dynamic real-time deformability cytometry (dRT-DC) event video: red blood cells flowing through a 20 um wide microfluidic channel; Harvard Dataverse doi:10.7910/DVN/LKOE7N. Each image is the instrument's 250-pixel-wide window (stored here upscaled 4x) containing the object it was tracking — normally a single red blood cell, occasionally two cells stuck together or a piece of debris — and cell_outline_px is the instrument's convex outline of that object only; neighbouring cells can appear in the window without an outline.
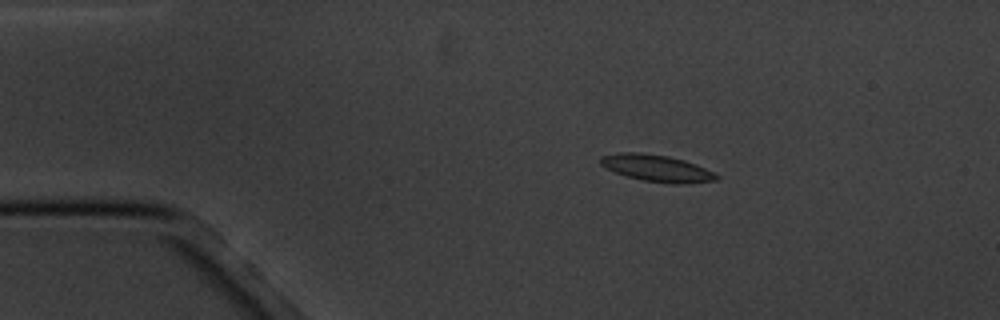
{"species": "common noctule bat (a hibernating species)", "species_latin": "Nyctalus noctula", "temperature_condition": "cold", "stored_images_in_passage": 2, "camera_frame_rate_fps": 3000, "um_per_image_px": 0.085, "animal": {"sex": "male", "body_mass_g": 20.1, "forearm_length_mm": 53.5}, "frame": {"image": 1, "passage_image": 1, "time_ms": 0.0, "image_size_px": [1000, 320], "cell_outline_px": [[720, 176], [716, 180], [692, 184], [672, 184], [644, 180], [628, 176], [616, 172], [600, 164], [600, 156], [620, 152], [640, 152], [668, 156], [684, 160], [696, 164]], "centroid_in_image_um": [55.85, 14.3], "position_along_channel_um": 29.1, "area_um2": 18.03}}